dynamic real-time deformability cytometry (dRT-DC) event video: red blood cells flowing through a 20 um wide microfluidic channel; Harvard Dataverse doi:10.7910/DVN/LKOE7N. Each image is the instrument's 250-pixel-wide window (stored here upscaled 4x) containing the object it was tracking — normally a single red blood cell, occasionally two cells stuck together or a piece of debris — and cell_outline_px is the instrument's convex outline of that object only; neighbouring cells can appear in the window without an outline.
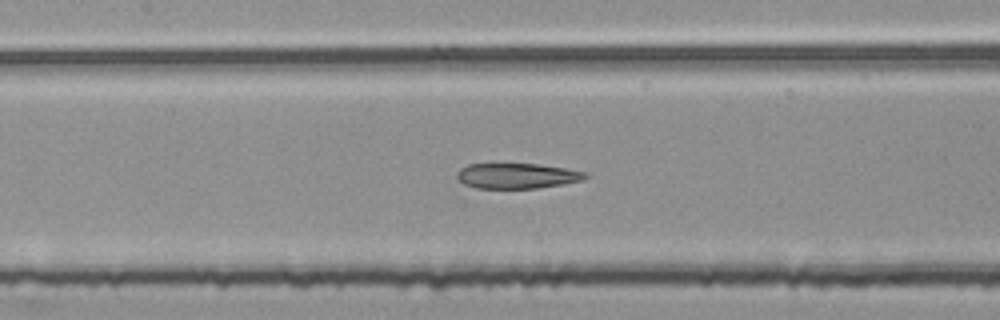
{"species": "common noctule bat (a hibernating species)", "species_latin": "Nyctalus noctula", "temperature_condition": "room temperature", "stored_images_in_passage": 53, "segment_of_instrument_passage": [2, 2], "camera_frame_rate_fps": 3000, "um_per_image_px": 0.085, "animal": {"sex": "female", "body_mass_g": 25.1}, "frame": {"image": 1, "passage_image": 24, "time_ms": 7.667, "image_size_px": [1000, 320], "cell_outline_px": [[588, 176], [584, 180], [564, 184], [536, 188], [476, 188], [464, 184], [456, 176], [456, 172], [460, 168], [468, 164], [536, 164], [564, 168], [588, 172]], "centroid_in_image_um": [43.96, 14.95], "position_along_channel_um": 163.4, "area_um2": 18.96}}
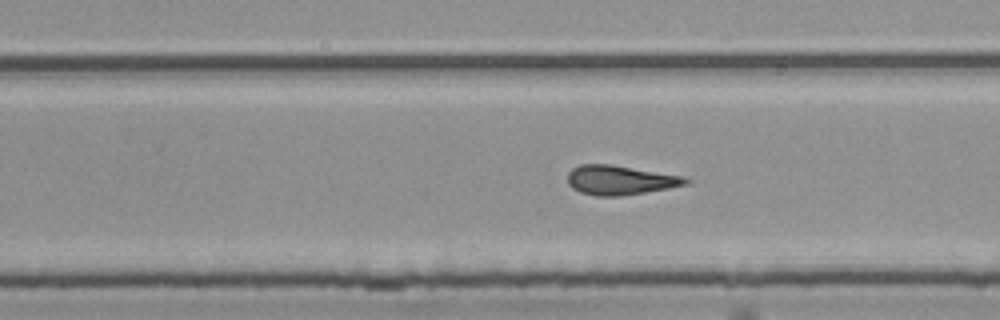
{"frame": {"image": 2, "passage_image": 33, "time_ms": 10.667, "image_size_px": [1000, 320], "cell_outline_px": [[688, 180], [684, 184], [668, 188], [620, 196], [596, 196], [580, 192], [572, 188], [568, 184], [568, 172], [572, 168], [580, 164], [608, 164], [684, 176]], "centroid_in_image_um": [52.63, 15.31], "position_along_channel_um": 277.2, "area_um2": 19.94}}
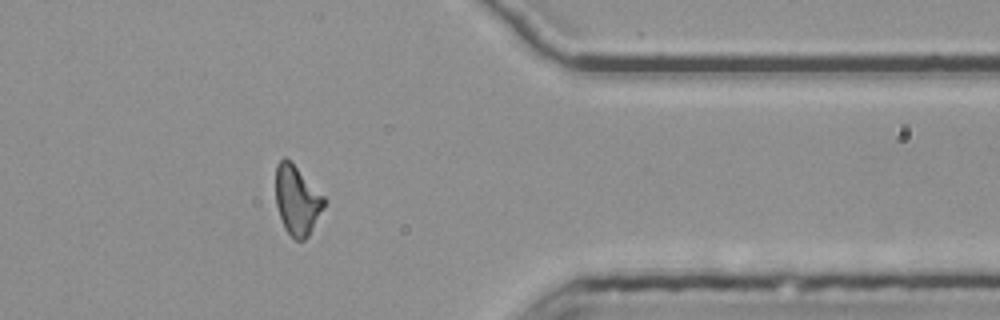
{"frame": {"image": 3, "passage_image": 43, "time_ms": 14.0, "image_size_px": [1000, 320], "cell_outline_px": [[328, 200], [308, 236], [304, 240], [296, 240], [284, 228], [276, 204], [276, 164], [284, 156]], "centroid_in_image_um": [25.25, 17.04], "position_along_channel_um": 386.2, "area_um2": 19.19}}